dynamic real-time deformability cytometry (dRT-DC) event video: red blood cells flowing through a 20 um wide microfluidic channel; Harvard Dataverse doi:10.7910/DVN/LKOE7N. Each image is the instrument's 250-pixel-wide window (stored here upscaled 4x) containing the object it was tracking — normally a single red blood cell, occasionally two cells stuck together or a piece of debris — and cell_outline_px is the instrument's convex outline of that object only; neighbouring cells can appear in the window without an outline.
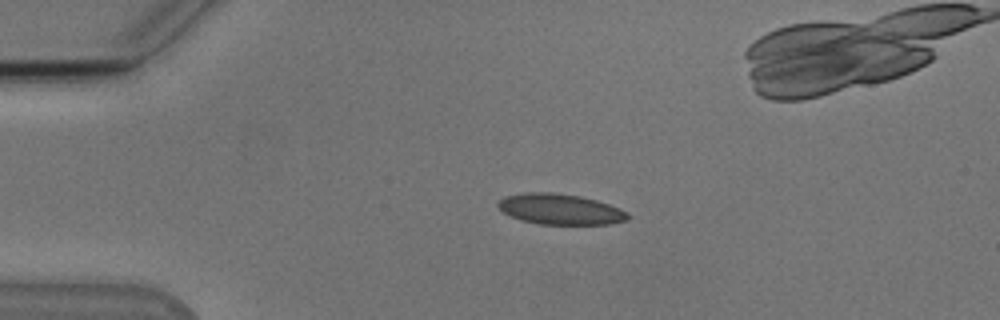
{"species": "Egyptian fruit bat (a non-hibernating species)", "species_latin": "Rousettus aegyptiacus", "temperature_condition": "cold", "stored_images_in_passage": 49, "camera_frame_rate_fps": 3000, "um_per_image_px": 0.085, "animal": {"sex": "male"}, "frame": {"image": 1, "passage_image": 7, "time_ms": 2.0, "image_size_px": [1000, 320], "cell_outline_px": [[628, 220], [612, 224], [540, 224], [520, 220], [504, 212], [496, 204], [504, 196], [524, 192], [552, 192], [580, 196], [596, 200], [620, 208], [628, 212]], "centroid_in_image_um": [47.62, 17.78], "position_along_channel_um": 37.4, "area_um2": 23.18}}
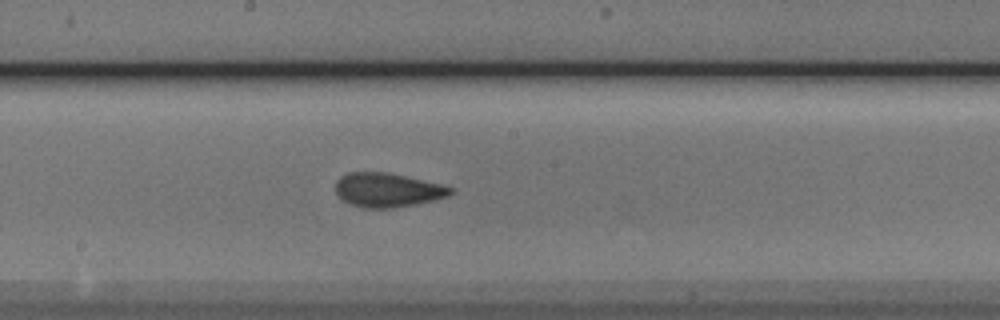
{"frame": {"image": 2, "passage_image": 24, "time_ms": 7.667, "image_size_px": [1000, 320], "cell_outline_px": [[452, 192], [448, 196], [416, 204], [396, 208], [364, 208], [348, 204], [336, 192], [336, 180], [340, 176], [348, 172], [388, 172], [440, 184], [452, 188]], "centroid_in_image_um": [32.9, 16.15], "position_along_channel_um": 215.3, "area_um2": 22.77}}
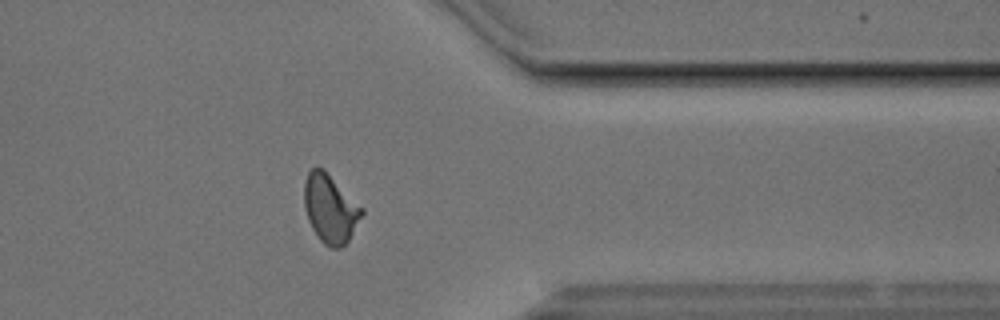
{"frame": {"image": 3, "passage_image": 38, "time_ms": 12.333, "image_size_px": [1000, 320], "cell_outline_px": [[364, 212], [348, 240], [340, 248], [332, 248], [324, 244], [320, 240], [312, 228], [308, 220], [304, 204], [304, 184], [308, 172], [312, 168], [324, 168], [364, 208]], "centroid_in_image_um": [28.07, 17.71], "position_along_channel_um": 383.3, "area_um2": 22.95}, "authors_computed_cell_mechanics": {"area_um2": 22.3686, "velocity_mm_per_s": 3.821, "shape_relaxation_time_tau1_ms": 5.359, "shape_relaxation_time_tau2_ms": 1.4786, "deformation_change_tau1": 0.1438, "deformation_change_tau2": 0.0864}}